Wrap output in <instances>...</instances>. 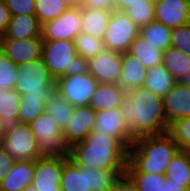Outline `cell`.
I'll return each mask as SVG.
<instances>
[{"mask_svg":"<svg viewBox=\"0 0 190 191\" xmlns=\"http://www.w3.org/2000/svg\"><path fill=\"white\" fill-rule=\"evenodd\" d=\"M119 108L133 140L167 133L169 124L163 98L144 86L126 92Z\"/></svg>","mask_w":190,"mask_h":191,"instance_id":"6da1fadb","label":"cell"},{"mask_svg":"<svg viewBox=\"0 0 190 191\" xmlns=\"http://www.w3.org/2000/svg\"><path fill=\"white\" fill-rule=\"evenodd\" d=\"M68 158L77 166L126 171L128 148L115 137L92 131L82 142L69 148Z\"/></svg>","mask_w":190,"mask_h":191,"instance_id":"7a4b0ae2","label":"cell"},{"mask_svg":"<svg viewBox=\"0 0 190 191\" xmlns=\"http://www.w3.org/2000/svg\"><path fill=\"white\" fill-rule=\"evenodd\" d=\"M178 150L167 133L138 137L128 148L125 173L165 174L167 165Z\"/></svg>","mask_w":190,"mask_h":191,"instance_id":"3957f363","label":"cell"},{"mask_svg":"<svg viewBox=\"0 0 190 191\" xmlns=\"http://www.w3.org/2000/svg\"><path fill=\"white\" fill-rule=\"evenodd\" d=\"M125 172L77 166L68 159L63 165L60 187L62 191H110Z\"/></svg>","mask_w":190,"mask_h":191,"instance_id":"277c9868","label":"cell"},{"mask_svg":"<svg viewBox=\"0 0 190 191\" xmlns=\"http://www.w3.org/2000/svg\"><path fill=\"white\" fill-rule=\"evenodd\" d=\"M41 58L55 80L89 72L88 60L77 55L72 40H44Z\"/></svg>","mask_w":190,"mask_h":191,"instance_id":"5b68a950","label":"cell"},{"mask_svg":"<svg viewBox=\"0 0 190 191\" xmlns=\"http://www.w3.org/2000/svg\"><path fill=\"white\" fill-rule=\"evenodd\" d=\"M16 89L21 95L39 98L45 103L56 89V80L42 58L17 65Z\"/></svg>","mask_w":190,"mask_h":191,"instance_id":"8992f818","label":"cell"},{"mask_svg":"<svg viewBox=\"0 0 190 191\" xmlns=\"http://www.w3.org/2000/svg\"><path fill=\"white\" fill-rule=\"evenodd\" d=\"M29 126L36 136L41 157L68 158L69 148L64 142L62 129L50 114L43 112Z\"/></svg>","mask_w":190,"mask_h":191,"instance_id":"52a82bcc","label":"cell"},{"mask_svg":"<svg viewBox=\"0 0 190 191\" xmlns=\"http://www.w3.org/2000/svg\"><path fill=\"white\" fill-rule=\"evenodd\" d=\"M0 144L15 161L40 158L37 139L29 124L14 123L6 126Z\"/></svg>","mask_w":190,"mask_h":191,"instance_id":"ba28073f","label":"cell"},{"mask_svg":"<svg viewBox=\"0 0 190 191\" xmlns=\"http://www.w3.org/2000/svg\"><path fill=\"white\" fill-rule=\"evenodd\" d=\"M139 33V27L124 11L113 10L104 34L105 49L119 53L129 52L132 42Z\"/></svg>","mask_w":190,"mask_h":191,"instance_id":"9c48e42d","label":"cell"},{"mask_svg":"<svg viewBox=\"0 0 190 191\" xmlns=\"http://www.w3.org/2000/svg\"><path fill=\"white\" fill-rule=\"evenodd\" d=\"M99 82L89 73L64 75L56 80V90L73 106H88Z\"/></svg>","mask_w":190,"mask_h":191,"instance_id":"30bf717a","label":"cell"},{"mask_svg":"<svg viewBox=\"0 0 190 191\" xmlns=\"http://www.w3.org/2000/svg\"><path fill=\"white\" fill-rule=\"evenodd\" d=\"M81 7H68L60 16L42 25L44 40H72L81 32Z\"/></svg>","mask_w":190,"mask_h":191,"instance_id":"8fae6325","label":"cell"},{"mask_svg":"<svg viewBox=\"0 0 190 191\" xmlns=\"http://www.w3.org/2000/svg\"><path fill=\"white\" fill-rule=\"evenodd\" d=\"M89 73L99 83L119 84L122 74V53L104 50L88 60Z\"/></svg>","mask_w":190,"mask_h":191,"instance_id":"7c38bea8","label":"cell"},{"mask_svg":"<svg viewBox=\"0 0 190 191\" xmlns=\"http://www.w3.org/2000/svg\"><path fill=\"white\" fill-rule=\"evenodd\" d=\"M43 42L42 33L28 40L0 39V51L14 64H24L41 58Z\"/></svg>","mask_w":190,"mask_h":191,"instance_id":"4fadbf2b","label":"cell"},{"mask_svg":"<svg viewBox=\"0 0 190 191\" xmlns=\"http://www.w3.org/2000/svg\"><path fill=\"white\" fill-rule=\"evenodd\" d=\"M96 111L89 106H75L73 116L62 130L68 148L82 142L93 131L96 124Z\"/></svg>","mask_w":190,"mask_h":191,"instance_id":"5bb4252c","label":"cell"},{"mask_svg":"<svg viewBox=\"0 0 190 191\" xmlns=\"http://www.w3.org/2000/svg\"><path fill=\"white\" fill-rule=\"evenodd\" d=\"M96 124L93 132L103 133L119 139L127 148L133 144L131 131L127 128L120 108L96 112Z\"/></svg>","mask_w":190,"mask_h":191,"instance_id":"9a60e30c","label":"cell"},{"mask_svg":"<svg viewBox=\"0 0 190 191\" xmlns=\"http://www.w3.org/2000/svg\"><path fill=\"white\" fill-rule=\"evenodd\" d=\"M69 158L40 157L34 160V187L60 186L63 165Z\"/></svg>","mask_w":190,"mask_h":191,"instance_id":"2e32d148","label":"cell"},{"mask_svg":"<svg viewBox=\"0 0 190 191\" xmlns=\"http://www.w3.org/2000/svg\"><path fill=\"white\" fill-rule=\"evenodd\" d=\"M155 21L174 29L190 22L187 0H158L155 2Z\"/></svg>","mask_w":190,"mask_h":191,"instance_id":"e0dca14e","label":"cell"},{"mask_svg":"<svg viewBox=\"0 0 190 191\" xmlns=\"http://www.w3.org/2000/svg\"><path fill=\"white\" fill-rule=\"evenodd\" d=\"M164 112L168 124L173 120L190 116V89L187 84L175 83L163 97Z\"/></svg>","mask_w":190,"mask_h":191,"instance_id":"ac0fdd59","label":"cell"},{"mask_svg":"<svg viewBox=\"0 0 190 191\" xmlns=\"http://www.w3.org/2000/svg\"><path fill=\"white\" fill-rule=\"evenodd\" d=\"M42 25L35 15L11 16L6 32L0 39L28 40L41 34Z\"/></svg>","mask_w":190,"mask_h":191,"instance_id":"d6986e66","label":"cell"},{"mask_svg":"<svg viewBox=\"0 0 190 191\" xmlns=\"http://www.w3.org/2000/svg\"><path fill=\"white\" fill-rule=\"evenodd\" d=\"M126 92L119 84L99 83L88 106L96 112L119 108Z\"/></svg>","mask_w":190,"mask_h":191,"instance_id":"ffe728a7","label":"cell"},{"mask_svg":"<svg viewBox=\"0 0 190 191\" xmlns=\"http://www.w3.org/2000/svg\"><path fill=\"white\" fill-rule=\"evenodd\" d=\"M147 68L129 52L122 53V74L119 85L127 92L143 86Z\"/></svg>","mask_w":190,"mask_h":191,"instance_id":"44dd1931","label":"cell"},{"mask_svg":"<svg viewBox=\"0 0 190 191\" xmlns=\"http://www.w3.org/2000/svg\"><path fill=\"white\" fill-rule=\"evenodd\" d=\"M34 160L16 161L0 183V191H21L33 180Z\"/></svg>","mask_w":190,"mask_h":191,"instance_id":"7402d4cb","label":"cell"},{"mask_svg":"<svg viewBox=\"0 0 190 191\" xmlns=\"http://www.w3.org/2000/svg\"><path fill=\"white\" fill-rule=\"evenodd\" d=\"M162 64L175 78L176 83L190 82V57L182 51L170 46L163 52Z\"/></svg>","mask_w":190,"mask_h":191,"instance_id":"603a6c76","label":"cell"},{"mask_svg":"<svg viewBox=\"0 0 190 191\" xmlns=\"http://www.w3.org/2000/svg\"><path fill=\"white\" fill-rule=\"evenodd\" d=\"M110 16L109 10L81 8V32L103 40Z\"/></svg>","mask_w":190,"mask_h":191,"instance_id":"cb8c5ba5","label":"cell"},{"mask_svg":"<svg viewBox=\"0 0 190 191\" xmlns=\"http://www.w3.org/2000/svg\"><path fill=\"white\" fill-rule=\"evenodd\" d=\"M165 175L190 191V152L178 150L167 165Z\"/></svg>","mask_w":190,"mask_h":191,"instance_id":"d4e9b609","label":"cell"},{"mask_svg":"<svg viewBox=\"0 0 190 191\" xmlns=\"http://www.w3.org/2000/svg\"><path fill=\"white\" fill-rule=\"evenodd\" d=\"M176 80L170 72L159 64L147 69L143 86L154 94L164 97L175 85Z\"/></svg>","mask_w":190,"mask_h":191,"instance_id":"484cf974","label":"cell"},{"mask_svg":"<svg viewBox=\"0 0 190 191\" xmlns=\"http://www.w3.org/2000/svg\"><path fill=\"white\" fill-rule=\"evenodd\" d=\"M75 106L67 101L56 89L45 101V111L50 114L63 130L73 116Z\"/></svg>","mask_w":190,"mask_h":191,"instance_id":"4316f807","label":"cell"},{"mask_svg":"<svg viewBox=\"0 0 190 191\" xmlns=\"http://www.w3.org/2000/svg\"><path fill=\"white\" fill-rule=\"evenodd\" d=\"M129 53L136 57L147 69L162 64L163 51L152 46L140 35L132 42Z\"/></svg>","mask_w":190,"mask_h":191,"instance_id":"83f0119b","label":"cell"},{"mask_svg":"<svg viewBox=\"0 0 190 191\" xmlns=\"http://www.w3.org/2000/svg\"><path fill=\"white\" fill-rule=\"evenodd\" d=\"M171 33L172 29L154 20L141 27L139 35L152 46L164 52L171 46Z\"/></svg>","mask_w":190,"mask_h":191,"instance_id":"f1b7e54d","label":"cell"},{"mask_svg":"<svg viewBox=\"0 0 190 191\" xmlns=\"http://www.w3.org/2000/svg\"><path fill=\"white\" fill-rule=\"evenodd\" d=\"M21 94L16 89L0 87V117L5 125L18 123Z\"/></svg>","mask_w":190,"mask_h":191,"instance_id":"f546056e","label":"cell"},{"mask_svg":"<svg viewBox=\"0 0 190 191\" xmlns=\"http://www.w3.org/2000/svg\"><path fill=\"white\" fill-rule=\"evenodd\" d=\"M124 12L140 29L155 20V2L138 0L127 7Z\"/></svg>","mask_w":190,"mask_h":191,"instance_id":"4dcf8cb0","label":"cell"},{"mask_svg":"<svg viewBox=\"0 0 190 191\" xmlns=\"http://www.w3.org/2000/svg\"><path fill=\"white\" fill-rule=\"evenodd\" d=\"M167 134L174 140L179 150L190 152V116L170 122Z\"/></svg>","mask_w":190,"mask_h":191,"instance_id":"1f68e13d","label":"cell"},{"mask_svg":"<svg viewBox=\"0 0 190 191\" xmlns=\"http://www.w3.org/2000/svg\"><path fill=\"white\" fill-rule=\"evenodd\" d=\"M77 55L86 58L87 60L96 57L100 52L105 50V45L102 39L80 32L74 39Z\"/></svg>","mask_w":190,"mask_h":191,"instance_id":"d6a6232c","label":"cell"},{"mask_svg":"<svg viewBox=\"0 0 190 191\" xmlns=\"http://www.w3.org/2000/svg\"><path fill=\"white\" fill-rule=\"evenodd\" d=\"M35 7V16L41 25L57 18L68 8L62 0H35Z\"/></svg>","mask_w":190,"mask_h":191,"instance_id":"836d02e7","label":"cell"},{"mask_svg":"<svg viewBox=\"0 0 190 191\" xmlns=\"http://www.w3.org/2000/svg\"><path fill=\"white\" fill-rule=\"evenodd\" d=\"M18 123L29 124L36 117L45 112V103L39 98L21 95Z\"/></svg>","mask_w":190,"mask_h":191,"instance_id":"e575fe53","label":"cell"},{"mask_svg":"<svg viewBox=\"0 0 190 191\" xmlns=\"http://www.w3.org/2000/svg\"><path fill=\"white\" fill-rule=\"evenodd\" d=\"M135 184L138 191H163L165 174L125 173Z\"/></svg>","mask_w":190,"mask_h":191,"instance_id":"d590c367","label":"cell"},{"mask_svg":"<svg viewBox=\"0 0 190 191\" xmlns=\"http://www.w3.org/2000/svg\"><path fill=\"white\" fill-rule=\"evenodd\" d=\"M18 76L17 65L0 51V87L13 89Z\"/></svg>","mask_w":190,"mask_h":191,"instance_id":"8d00e7d4","label":"cell"},{"mask_svg":"<svg viewBox=\"0 0 190 191\" xmlns=\"http://www.w3.org/2000/svg\"><path fill=\"white\" fill-rule=\"evenodd\" d=\"M171 47L190 57V22L172 29Z\"/></svg>","mask_w":190,"mask_h":191,"instance_id":"74e56055","label":"cell"},{"mask_svg":"<svg viewBox=\"0 0 190 191\" xmlns=\"http://www.w3.org/2000/svg\"><path fill=\"white\" fill-rule=\"evenodd\" d=\"M11 16L19 14L35 15V0H5Z\"/></svg>","mask_w":190,"mask_h":191,"instance_id":"f35d334b","label":"cell"},{"mask_svg":"<svg viewBox=\"0 0 190 191\" xmlns=\"http://www.w3.org/2000/svg\"><path fill=\"white\" fill-rule=\"evenodd\" d=\"M15 160L5 151L0 144V183L4 180L10 168L15 164Z\"/></svg>","mask_w":190,"mask_h":191,"instance_id":"ab89813d","label":"cell"},{"mask_svg":"<svg viewBox=\"0 0 190 191\" xmlns=\"http://www.w3.org/2000/svg\"><path fill=\"white\" fill-rule=\"evenodd\" d=\"M115 0H82L81 8L104 9L113 11Z\"/></svg>","mask_w":190,"mask_h":191,"instance_id":"60d3db41","label":"cell"},{"mask_svg":"<svg viewBox=\"0 0 190 191\" xmlns=\"http://www.w3.org/2000/svg\"><path fill=\"white\" fill-rule=\"evenodd\" d=\"M110 191H138V189L131 179L125 174L120 177Z\"/></svg>","mask_w":190,"mask_h":191,"instance_id":"b9f144b4","label":"cell"},{"mask_svg":"<svg viewBox=\"0 0 190 191\" xmlns=\"http://www.w3.org/2000/svg\"><path fill=\"white\" fill-rule=\"evenodd\" d=\"M11 19L10 11L6 6L5 1L0 2V36H2L8 27Z\"/></svg>","mask_w":190,"mask_h":191,"instance_id":"7bdbcfd3","label":"cell"},{"mask_svg":"<svg viewBox=\"0 0 190 191\" xmlns=\"http://www.w3.org/2000/svg\"><path fill=\"white\" fill-rule=\"evenodd\" d=\"M163 191H187L185 188L176 184L172 179L165 178V183H163Z\"/></svg>","mask_w":190,"mask_h":191,"instance_id":"ee69618b","label":"cell"},{"mask_svg":"<svg viewBox=\"0 0 190 191\" xmlns=\"http://www.w3.org/2000/svg\"><path fill=\"white\" fill-rule=\"evenodd\" d=\"M138 0H115L114 2V10L116 11H124L131 4L135 3Z\"/></svg>","mask_w":190,"mask_h":191,"instance_id":"f6af8a7d","label":"cell"},{"mask_svg":"<svg viewBox=\"0 0 190 191\" xmlns=\"http://www.w3.org/2000/svg\"><path fill=\"white\" fill-rule=\"evenodd\" d=\"M68 7L81 6L82 0H62Z\"/></svg>","mask_w":190,"mask_h":191,"instance_id":"bcb514c9","label":"cell"},{"mask_svg":"<svg viewBox=\"0 0 190 191\" xmlns=\"http://www.w3.org/2000/svg\"><path fill=\"white\" fill-rule=\"evenodd\" d=\"M38 191H62L60 186L35 187Z\"/></svg>","mask_w":190,"mask_h":191,"instance_id":"7dc6e473","label":"cell"},{"mask_svg":"<svg viewBox=\"0 0 190 191\" xmlns=\"http://www.w3.org/2000/svg\"><path fill=\"white\" fill-rule=\"evenodd\" d=\"M5 129L6 125L0 117V138L3 136Z\"/></svg>","mask_w":190,"mask_h":191,"instance_id":"c3c4849f","label":"cell"},{"mask_svg":"<svg viewBox=\"0 0 190 191\" xmlns=\"http://www.w3.org/2000/svg\"><path fill=\"white\" fill-rule=\"evenodd\" d=\"M21 191H38L37 188H35L32 184L26 186L25 188H23Z\"/></svg>","mask_w":190,"mask_h":191,"instance_id":"681fc988","label":"cell"},{"mask_svg":"<svg viewBox=\"0 0 190 191\" xmlns=\"http://www.w3.org/2000/svg\"><path fill=\"white\" fill-rule=\"evenodd\" d=\"M187 6H188L189 14H190V0H187Z\"/></svg>","mask_w":190,"mask_h":191,"instance_id":"f907efd6","label":"cell"}]
</instances>
